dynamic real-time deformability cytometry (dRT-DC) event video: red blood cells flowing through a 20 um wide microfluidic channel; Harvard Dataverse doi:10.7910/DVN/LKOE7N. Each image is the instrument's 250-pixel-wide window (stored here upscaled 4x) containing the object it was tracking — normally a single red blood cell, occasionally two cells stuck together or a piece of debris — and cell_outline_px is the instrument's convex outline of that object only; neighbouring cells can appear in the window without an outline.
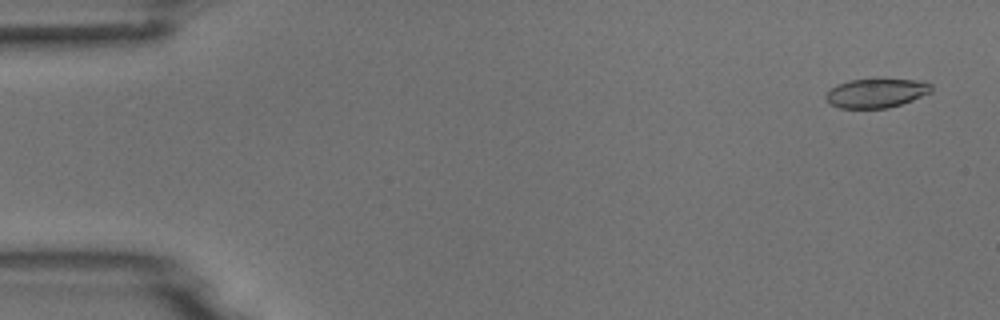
{"species": "common noctule bat (a hibernating species)", "species_latin": "Nyctalus noctula", "temperature_condition": "room temperature", "stored_images_in_passage": 6, "camera_frame_rate_fps": 3000, "um_per_image_px": 0.085, "animal": {"sex": "male", "body_mass_g": 18.8}, "frame": {"image": 1, "passage_image": 1, "time_ms": 0.0, "image_size_px": [1000, 320], "cell_outline_px": [[932, 92], [912, 100], [888, 108], [840, 108], [828, 104], [824, 100], [824, 96], [836, 84], [848, 80], [924, 80], [932, 84]], "centroid_in_image_um": [74.46, 7.92], "position_along_channel_um": 10.5, "area_um2": 17.92}}
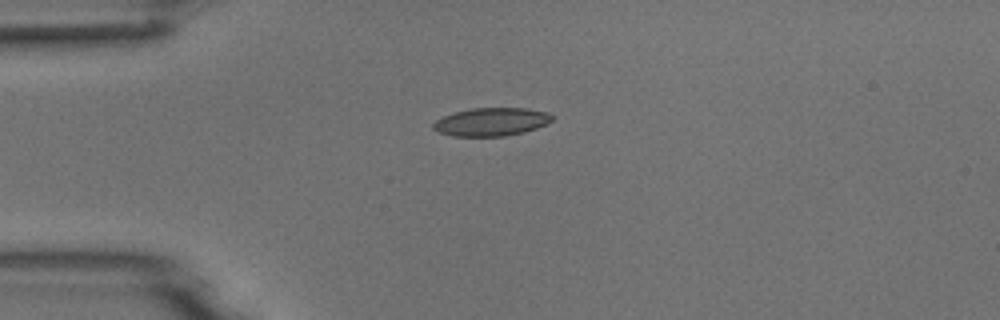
{"frame": {"image": 2, "passage_image": 4, "time_ms": 1.0, "image_size_px": [1000, 320], "cell_outline_px": [[556, 116], [552, 120], [536, 128], [524, 132], [504, 136], [452, 136], [436, 132], [432, 128], [432, 124], [436, 120], [444, 116], [456, 112], [472, 108], [528, 108], [548, 112]], "centroid_in_image_um": [41.76, 10.35], "position_along_channel_um": 43.2, "area_um2": 19.59}}